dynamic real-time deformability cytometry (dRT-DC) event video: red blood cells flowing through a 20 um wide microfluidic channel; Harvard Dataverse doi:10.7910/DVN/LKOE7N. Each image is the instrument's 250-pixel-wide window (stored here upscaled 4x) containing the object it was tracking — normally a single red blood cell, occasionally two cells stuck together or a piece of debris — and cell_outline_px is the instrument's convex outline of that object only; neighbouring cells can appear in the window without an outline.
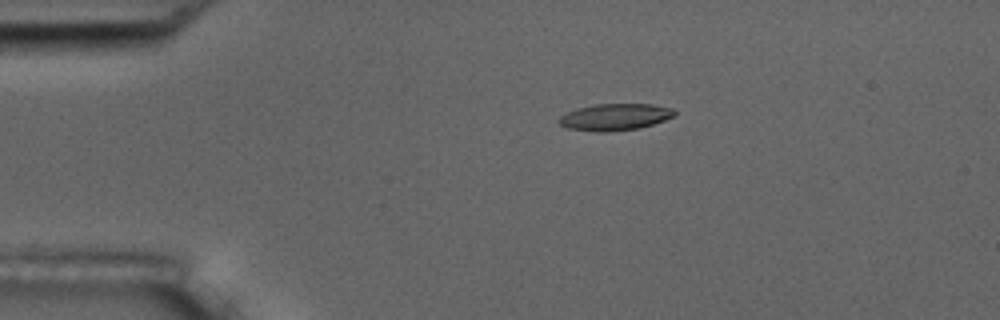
{"species": "common noctule bat (a hibernating species)", "species_latin": "Nyctalus noctula", "temperature_condition": "room temperature", "stored_images_in_passage": 5, "camera_frame_rate_fps": 3000, "um_per_image_px": 0.085, "animal": {"sex": "male", "body_mass_g": 17.5, "forearm_length_mm": 52.3}, "frame": {"image": 1, "passage_image": 2, "time_ms": 1.333, "image_size_px": [1000, 320], "cell_outline_px": [[676, 116], [640, 128], [604, 132], [596, 132], [568, 128], [560, 124], [556, 120], [560, 116], [576, 108], [592, 104], [652, 104], [672, 108], [676, 112]], "centroid_in_image_um": [52.26, 9.94], "position_along_channel_um": 32.7, "area_um2": 18.09}}
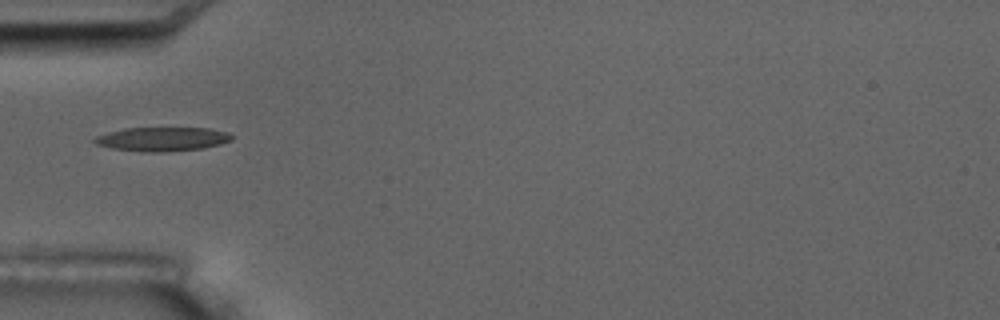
{"frame": {"image": 2, "passage_image": 4, "time_ms": 3.667, "image_size_px": [1000, 320], "cell_outline_px": [[232, 140], [220, 144], [204, 148], [160, 152], [148, 152], [112, 148], [96, 144], [92, 140], [96, 136], [108, 132], [124, 128], [208, 128], [228, 132], [232, 136]], "centroid_in_image_um": [13.79, 11.82], "position_along_channel_um": 71.2, "area_um2": 19.07}}